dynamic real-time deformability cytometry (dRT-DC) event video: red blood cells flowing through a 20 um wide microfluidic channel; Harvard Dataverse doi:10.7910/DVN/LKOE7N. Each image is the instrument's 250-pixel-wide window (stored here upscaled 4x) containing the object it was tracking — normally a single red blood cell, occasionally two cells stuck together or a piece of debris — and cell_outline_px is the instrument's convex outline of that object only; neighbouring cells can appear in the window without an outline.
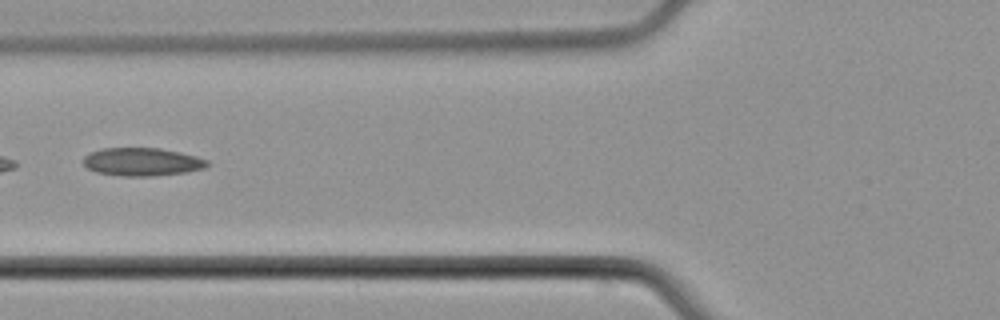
{"species": "common noctule bat (a hibernating species)", "species_latin": "Nyctalus noctula", "temperature_condition": "cold", "stored_images_in_passage": 7, "camera_frame_rate_fps": 3000, "um_per_image_px": 0.085, "animal": {"sex": "male", "body_mass_g": 21.5, "forearm_length_mm": 52.0}, "frame": {"image": 1, "passage_image": 5, "time_ms": 6.0, "image_size_px": [1000, 320], "cell_outline_px": [[208, 164], [204, 168], [188, 172], [152, 176], [120, 176], [96, 172], [88, 168], [84, 164], [84, 156], [92, 152], [104, 148], [160, 148], [180, 152], [196, 156], [208, 160]], "centroid_in_image_um": [12.09, 13.76], "position_along_channel_um": 113.7, "area_um2": 20.23}}
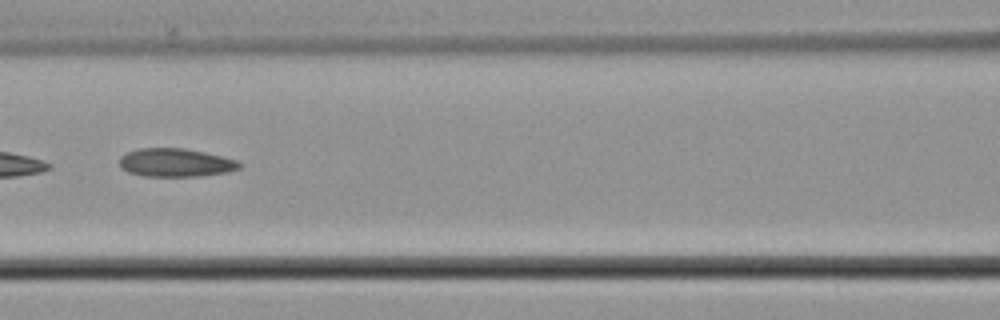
{"frame": {"image": 2, "passage_image": 6, "time_ms": 7.0, "image_size_px": [1000, 320], "cell_outline_px": [[244, 164], [240, 168], [228, 172], [200, 176], [144, 176], [128, 172], [120, 168], [120, 156], [128, 152], [140, 148], [184, 148], [204, 152], [236, 160]], "centroid_in_image_um": [14.93, 13.83], "position_along_channel_um": 151.7, "area_um2": 19.83}}
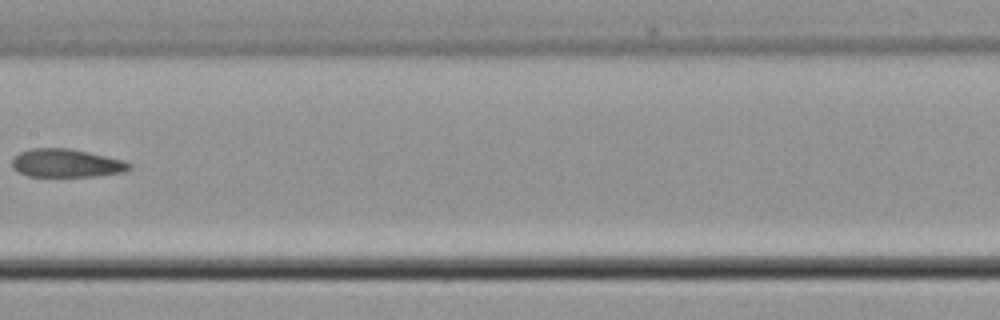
{"frame": {"image": 3, "passage_image": 7, "time_ms": 8.333, "image_size_px": [1000, 320], "cell_outline_px": [[132, 168], [124, 172], [96, 176], [28, 176], [16, 172], [12, 168], [12, 160], [20, 152], [28, 148], [68, 148], [88, 152], [124, 160], [132, 164]], "centroid_in_image_um": [5.63, 13.87], "position_along_channel_um": 201.8, "area_um2": 19.42}}